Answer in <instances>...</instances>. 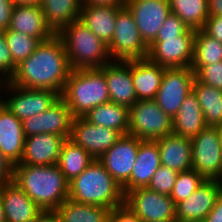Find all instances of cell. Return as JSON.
Listing matches in <instances>:
<instances>
[{"label":"cell","mask_w":222,"mask_h":222,"mask_svg":"<svg viewBox=\"0 0 222 222\" xmlns=\"http://www.w3.org/2000/svg\"><path fill=\"white\" fill-rule=\"evenodd\" d=\"M125 6L133 14L140 35L149 46L171 13L169 0H126Z\"/></svg>","instance_id":"cell-14"},{"label":"cell","mask_w":222,"mask_h":222,"mask_svg":"<svg viewBox=\"0 0 222 222\" xmlns=\"http://www.w3.org/2000/svg\"><path fill=\"white\" fill-rule=\"evenodd\" d=\"M195 78L208 86L222 90V61L206 66H191Z\"/></svg>","instance_id":"cell-38"},{"label":"cell","mask_w":222,"mask_h":222,"mask_svg":"<svg viewBox=\"0 0 222 222\" xmlns=\"http://www.w3.org/2000/svg\"><path fill=\"white\" fill-rule=\"evenodd\" d=\"M171 13L192 30H201L209 17L208 0H169Z\"/></svg>","instance_id":"cell-33"},{"label":"cell","mask_w":222,"mask_h":222,"mask_svg":"<svg viewBox=\"0 0 222 222\" xmlns=\"http://www.w3.org/2000/svg\"><path fill=\"white\" fill-rule=\"evenodd\" d=\"M14 6L11 0H0V31L8 30Z\"/></svg>","instance_id":"cell-43"},{"label":"cell","mask_w":222,"mask_h":222,"mask_svg":"<svg viewBox=\"0 0 222 222\" xmlns=\"http://www.w3.org/2000/svg\"><path fill=\"white\" fill-rule=\"evenodd\" d=\"M57 35L63 41L72 70L101 68L112 60L108 45L79 19L63 27Z\"/></svg>","instance_id":"cell-5"},{"label":"cell","mask_w":222,"mask_h":222,"mask_svg":"<svg viewBox=\"0 0 222 222\" xmlns=\"http://www.w3.org/2000/svg\"><path fill=\"white\" fill-rule=\"evenodd\" d=\"M65 138L57 134H35L25 138L22 159L15 165H54L58 163Z\"/></svg>","instance_id":"cell-19"},{"label":"cell","mask_w":222,"mask_h":222,"mask_svg":"<svg viewBox=\"0 0 222 222\" xmlns=\"http://www.w3.org/2000/svg\"><path fill=\"white\" fill-rule=\"evenodd\" d=\"M5 90L14 96L7 98L4 106L21 121L44 112L60 98L54 91L22 88L10 81Z\"/></svg>","instance_id":"cell-12"},{"label":"cell","mask_w":222,"mask_h":222,"mask_svg":"<svg viewBox=\"0 0 222 222\" xmlns=\"http://www.w3.org/2000/svg\"><path fill=\"white\" fill-rule=\"evenodd\" d=\"M71 70L63 41L55 34L17 65L10 82L27 89L51 90L60 96Z\"/></svg>","instance_id":"cell-1"},{"label":"cell","mask_w":222,"mask_h":222,"mask_svg":"<svg viewBox=\"0 0 222 222\" xmlns=\"http://www.w3.org/2000/svg\"><path fill=\"white\" fill-rule=\"evenodd\" d=\"M177 175H178L177 171L161 165L154 173L147 188L156 191L160 194L170 196Z\"/></svg>","instance_id":"cell-37"},{"label":"cell","mask_w":222,"mask_h":222,"mask_svg":"<svg viewBox=\"0 0 222 222\" xmlns=\"http://www.w3.org/2000/svg\"><path fill=\"white\" fill-rule=\"evenodd\" d=\"M83 117L92 124L112 128L121 135L128 134L129 108L124 105L113 102L101 104Z\"/></svg>","instance_id":"cell-28"},{"label":"cell","mask_w":222,"mask_h":222,"mask_svg":"<svg viewBox=\"0 0 222 222\" xmlns=\"http://www.w3.org/2000/svg\"><path fill=\"white\" fill-rule=\"evenodd\" d=\"M222 61V43L208 36L202 29L195 31L191 66L213 65Z\"/></svg>","instance_id":"cell-34"},{"label":"cell","mask_w":222,"mask_h":222,"mask_svg":"<svg viewBox=\"0 0 222 222\" xmlns=\"http://www.w3.org/2000/svg\"><path fill=\"white\" fill-rule=\"evenodd\" d=\"M24 142L22 121L3 105L0 108V151L13 166L22 159Z\"/></svg>","instance_id":"cell-22"},{"label":"cell","mask_w":222,"mask_h":222,"mask_svg":"<svg viewBox=\"0 0 222 222\" xmlns=\"http://www.w3.org/2000/svg\"><path fill=\"white\" fill-rule=\"evenodd\" d=\"M160 166L161 158L157 142L139 139V150L130 180L122 187L124 195L133 189L147 187Z\"/></svg>","instance_id":"cell-20"},{"label":"cell","mask_w":222,"mask_h":222,"mask_svg":"<svg viewBox=\"0 0 222 222\" xmlns=\"http://www.w3.org/2000/svg\"><path fill=\"white\" fill-rule=\"evenodd\" d=\"M13 165L0 151V185L12 182Z\"/></svg>","instance_id":"cell-44"},{"label":"cell","mask_w":222,"mask_h":222,"mask_svg":"<svg viewBox=\"0 0 222 222\" xmlns=\"http://www.w3.org/2000/svg\"><path fill=\"white\" fill-rule=\"evenodd\" d=\"M195 72L191 67L165 68L155 101L170 118H174L185 97L192 91Z\"/></svg>","instance_id":"cell-10"},{"label":"cell","mask_w":222,"mask_h":222,"mask_svg":"<svg viewBox=\"0 0 222 222\" xmlns=\"http://www.w3.org/2000/svg\"><path fill=\"white\" fill-rule=\"evenodd\" d=\"M3 78H1V80H0V91L2 90V87L5 89L6 88V86H7V84H8V80L7 79H4V80H2ZM5 86H3V85ZM2 98H0V108L4 105V100H1Z\"/></svg>","instance_id":"cell-50"},{"label":"cell","mask_w":222,"mask_h":222,"mask_svg":"<svg viewBox=\"0 0 222 222\" xmlns=\"http://www.w3.org/2000/svg\"><path fill=\"white\" fill-rule=\"evenodd\" d=\"M83 4L91 5H125L126 0H82Z\"/></svg>","instance_id":"cell-48"},{"label":"cell","mask_w":222,"mask_h":222,"mask_svg":"<svg viewBox=\"0 0 222 222\" xmlns=\"http://www.w3.org/2000/svg\"><path fill=\"white\" fill-rule=\"evenodd\" d=\"M139 150V139L122 135L99 159L108 173L123 187L129 180Z\"/></svg>","instance_id":"cell-15"},{"label":"cell","mask_w":222,"mask_h":222,"mask_svg":"<svg viewBox=\"0 0 222 222\" xmlns=\"http://www.w3.org/2000/svg\"><path fill=\"white\" fill-rule=\"evenodd\" d=\"M62 222H109L111 210L67 199L57 209Z\"/></svg>","instance_id":"cell-32"},{"label":"cell","mask_w":222,"mask_h":222,"mask_svg":"<svg viewBox=\"0 0 222 222\" xmlns=\"http://www.w3.org/2000/svg\"><path fill=\"white\" fill-rule=\"evenodd\" d=\"M122 135L112 129L90 123L84 117H76L72 122L70 139L87 151L94 159L112 147Z\"/></svg>","instance_id":"cell-16"},{"label":"cell","mask_w":222,"mask_h":222,"mask_svg":"<svg viewBox=\"0 0 222 222\" xmlns=\"http://www.w3.org/2000/svg\"><path fill=\"white\" fill-rule=\"evenodd\" d=\"M172 128L173 119L159 108L154 99L138 100L129 108V135L155 141L172 134Z\"/></svg>","instance_id":"cell-6"},{"label":"cell","mask_w":222,"mask_h":222,"mask_svg":"<svg viewBox=\"0 0 222 222\" xmlns=\"http://www.w3.org/2000/svg\"><path fill=\"white\" fill-rule=\"evenodd\" d=\"M217 128H218V131H219V134H220V140H221V144H222V124L219 125Z\"/></svg>","instance_id":"cell-52"},{"label":"cell","mask_w":222,"mask_h":222,"mask_svg":"<svg viewBox=\"0 0 222 222\" xmlns=\"http://www.w3.org/2000/svg\"><path fill=\"white\" fill-rule=\"evenodd\" d=\"M69 199L110 210L124 205L122 187L98 159L69 182Z\"/></svg>","instance_id":"cell-3"},{"label":"cell","mask_w":222,"mask_h":222,"mask_svg":"<svg viewBox=\"0 0 222 222\" xmlns=\"http://www.w3.org/2000/svg\"><path fill=\"white\" fill-rule=\"evenodd\" d=\"M60 98L74 118L83 117L91 109L110 102L104 73L99 68L71 70Z\"/></svg>","instance_id":"cell-4"},{"label":"cell","mask_w":222,"mask_h":222,"mask_svg":"<svg viewBox=\"0 0 222 222\" xmlns=\"http://www.w3.org/2000/svg\"><path fill=\"white\" fill-rule=\"evenodd\" d=\"M82 0H42L46 23L57 34L63 27L79 19Z\"/></svg>","instance_id":"cell-29"},{"label":"cell","mask_w":222,"mask_h":222,"mask_svg":"<svg viewBox=\"0 0 222 222\" xmlns=\"http://www.w3.org/2000/svg\"><path fill=\"white\" fill-rule=\"evenodd\" d=\"M204 180L205 178L193 169L178 173L170 194L175 205L191 196Z\"/></svg>","instance_id":"cell-36"},{"label":"cell","mask_w":222,"mask_h":222,"mask_svg":"<svg viewBox=\"0 0 222 222\" xmlns=\"http://www.w3.org/2000/svg\"><path fill=\"white\" fill-rule=\"evenodd\" d=\"M202 30L222 43V16H209Z\"/></svg>","instance_id":"cell-41"},{"label":"cell","mask_w":222,"mask_h":222,"mask_svg":"<svg viewBox=\"0 0 222 222\" xmlns=\"http://www.w3.org/2000/svg\"><path fill=\"white\" fill-rule=\"evenodd\" d=\"M73 115L68 105L59 98L50 108L22 121L25 138L45 133L70 138Z\"/></svg>","instance_id":"cell-13"},{"label":"cell","mask_w":222,"mask_h":222,"mask_svg":"<svg viewBox=\"0 0 222 222\" xmlns=\"http://www.w3.org/2000/svg\"><path fill=\"white\" fill-rule=\"evenodd\" d=\"M124 206L142 222L176 221V205L172 198L147 187L128 191L124 195Z\"/></svg>","instance_id":"cell-8"},{"label":"cell","mask_w":222,"mask_h":222,"mask_svg":"<svg viewBox=\"0 0 222 222\" xmlns=\"http://www.w3.org/2000/svg\"><path fill=\"white\" fill-rule=\"evenodd\" d=\"M192 91L196 95L207 127L222 124V90L211 87L194 79Z\"/></svg>","instance_id":"cell-31"},{"label":"cell","mask_w":222,"mask_h":222,"mask_svg":"<svg viewBox=\"0 0 222 222\" xmlns=\"http://www.w3.org/2000/svg\"><path fill=\"white\" fill-rule=\"evenodd\" d=\"M206 127L200 103L194 92L191 91L173 118L172 133L193 138Z\"/></svg>","instance_id":"cell-27"},{"label":"cell","mask_w":222,"mask_h":222,"mask_svg":"<svg viewBox=\"0 0 222 222\" xmlns=\"http://www.w3.org/2000/svg\"><path fill=\"white\" fill-rule=\"evenodd\" d=\"M31 222H62L56 210H43Z\"/></svg>","instance_id":"cell-46"},{"label":"cell","mask_w":222,"mask_h":222,"mask_svg":"<svg viewBox=\"0 0 222 222\" xmlns=\"http://www.w3.org/2000/svg\"><path fill=\"white\" fill-rule=\"evenodd\" d=\"M155 141L158 144L161 165L178 173L192 170L191 138L172 133Z\"/></svg>","instance_id":"cell-25"},{"label":"cell","mask_w":222,"mask_h":222,"mask_svg":"<svg viewBox=\"0 0 222 222\" xmlns=\"http://www.w3.org/2000/svg\"><path fill=\"white\" fill-rule=\"evenodd\" d=\"M124 6L125 5L83 4L79 20L83 22L95 36L108 45L115 31L117 13Z\"/></svg>","instance_id":"cell-24"},{"label":"cell","mask_w":222,"mask_h":222,"mask_svg":"<svg viewBox=\"0 0 222 222\" xmlns=\"http://www.w3.org/2000/svg\"><path fill=\"white\" fill-rule=\"evenodd\" d=\"M99 69L105 75L110 102L130 108L138 101L131 76V60L111 61Z\"/></svg>","instance_id":"cell-18"},{"label":"cell","mask_w":222,"mask_h":222,"mask_svg":"<svg viewBox=\"0 0 222 222\" xmlns=\"http://www.w3.org/2000/svg\"><path fill=\"white\" fill-rule=\"evenodd\" d=\"M221 191V181L205 179L191 196L176 205V222L204 221Z\"/></svg>","instance_id":"cell-17"},{"label":"cell","mask_w":222,"mask_h":222,"mask_svg":"<svg viewBox=\"0 0 222 222\" xmlns=\"http://www.w3.org/2000/svg\"><path fill=\"white\" fill-rule=\"evenodd\" d=\"M8 30L38 38L41 42L56 34L46 23L41 6L15 5Z\"/></svg>","instance_id":"cell-23"},{"label":"cell","mask_w":222,"mask_h":222,"mask_svg":"<svg viewBox=\"0 0 222 222\" xmlns=\"http://www.w3.org/2000/svg\"><path fill=\"white\" fill-rule=\"evenodd\" d=\"M187 29L188 27L177 15L170 13L159 29L155 40H163V37L181 36Z\"/></svg>","instance_id":"cell-39"},{"label":"cell","mask_w":222,"mask_h":222,"mask_svg":"<svg viewBox=\"0 0 222 222\" xmlns=\"http://www.w3.org/2000/svg\"><path fill=\"white\" fill-rule=\"evenodd\" d=\"M4 221H6L5 211H4L3 204L0 198V222H4Z\"/></svg>","instance_id":"cell-51"},{"label":"cell","mask_w":222,"mask_h":222,"mask_svg":"<svg viewBox=\"0 0 222 222\" xmlns=\"http://www.w3.org/2000/svg\"><path fill=\"white\" fill-rule=\"evenodd\" d=\"M109 222H142L126 206H121L111 210Z\"/></svg>","instance_id":"cell-42"},{"label":"cell","mask_w":222,"mask_h":222,"mask_svg":"<svg viewBox=\"0 0 222 222\" xmlns=\"http://www.w3.org/2000/svg\"><path fill=\"white\" fill-rule=\"evenodd\" d=\"M12 182L42 210H56L69 198V182L57 164L14 165Z\"/></svg>","instance_id":"cell-2"},{"label":"cell","mask_w":222,"mask_h":222,"mask_svg":"<svg viewBox=\"0 0 222 222\" xmlns=\"http://www.w3.org/2000/svg\"><path fill=\"white\" fill-rule=\"evenodd\" d=\"M112 60L128 61L148 57L149 47L143 41L133 14L124 6L116 16L113 38L108 44Z\"/></svg>","instance_id":"cell-7"},{"label":"cell","mask_w":222,"mask_h":222,"mask_svg":"<svg viewBox=\"0 0 222 222\" xmlns=\"http://www.w3.org/2000/svg\"><path fill=\"white\" fill-rule=\"evenodd\" d=\"M4 33L13 63L16 66L27 59L41 43L38 38L14 30H6Z\"/></svg>","instance_id":"cell-35"},{"label":"cell","mask_w":222,"mask_h":222,"mask_svg":"<svg viewBox=\"0 0 222 222\" xmlns=\"http://www.w3.org/2000/svg\"><path fill=\"white\" fill-rule=\"evenodd\" d=\"M164 69L148 57L131 60V76L137 100L155 99Z\"/></svg>","instance_id":"cell-26"},{"label":"cell","mask_w":222,"mask_h":222,"mask_svg":"<svg viewBox=\"0 0 222 222\" xmlns=\"http://www.w3.org/2000/svg\"><path fill=\"white\" fill-rule=\"evenodd\" d=\"M0 198L7 222H31L43 211L14 182L0 185Z\"/></svg>","instance_id":"cell-21"},{"label":"cell","mask_w":222,"mask_h":222,"mask_svg":"<svg viewBox=\"0 0 222 222\" xmlns=\"http://www.w3.org/2000/svg\"><path fill=\"white\" fill-rule=\"evenodd\" d=\"M95 159L70 138L64 140L57 166L68 182L78 177Z\"/></svg>","instance_id":"cell-30"},{"label":"cell","mask_w":222,"mask_h":222,"mask_svg":"<svg viewBox=\"0 0 222 222\" xmlns=\"http://www.w3.org/2000/svg\"><path fill=\"white\" fill-rule=\"evenodd\" d=\"M14 5L41 6L42 0H11Z\"/></svg>","instance_id":"cell-49"},{"label":"cell","mask_w":222,"mask_h":222,"mask_svg":"<svg viewBox=\"0 0 222 222\" xmlns=\"http://www.w3.org/2000/svg\"><path fill=\"white\" fill-rule=\"evenodd\" d=\"M192 169L206 180H222V144L217 127H206L191 138Z\"/></svg>","instance_id":"cell-9"},{"label":"cell","mask_w":222,"mask_h":222,"mask_svg":"<svg viewBox=\"0 0 222 222\" xmlns=\"http://www.w3.org/2000/svg\"><path fill=\"white\" fill-rule=\"evenodd\" d=\"M195 30L187 29L178 37L154 40L148 47V58L164 68L191 67Z\"/></svg>","instance_id":"cell-11"},{"label":"cell","mask_w":222,"mask_h":222,"mask_svg":"<svg viewBox=\"0 0 222 222\" xmlns=\"http://www.w3.org/2000/svg\"><path fill=\"white\" fill-rule=\"evenodd\" d=\"M17 66L13 63V59L7 46L5 33L0 31V75L10 81L16 72ZM8 75V76H7ZM7 76V78H6Z\"/></svg>","instance_id":"cell-40"},{"label":"cell","mask_w":222,"mask_h":222,"mask_svg":"<svg viewBox=\"0 0 222 222\" xmlns=\"http://www.w3.org/2000/svg\"><path fill=\"white\" fill-rule=\"evenodd\" d=\"M209 16H222V0H208Z\"/></svg>","instance_id":"cell-47"},{"label":"cell","mask_w":222,"mask_h":222,"mask_svg":"<svg viewBox=\"0 0 222 222\" xmlns=\"http://www.w3.org/2000/svg\"><path fill=\"white\" fill-rule=\"evenodd\" d=\"M204 222H222V191L219 194L212 211L204 219Z\"/></svg>","instance_id":"cell-45"}]
</instances>
